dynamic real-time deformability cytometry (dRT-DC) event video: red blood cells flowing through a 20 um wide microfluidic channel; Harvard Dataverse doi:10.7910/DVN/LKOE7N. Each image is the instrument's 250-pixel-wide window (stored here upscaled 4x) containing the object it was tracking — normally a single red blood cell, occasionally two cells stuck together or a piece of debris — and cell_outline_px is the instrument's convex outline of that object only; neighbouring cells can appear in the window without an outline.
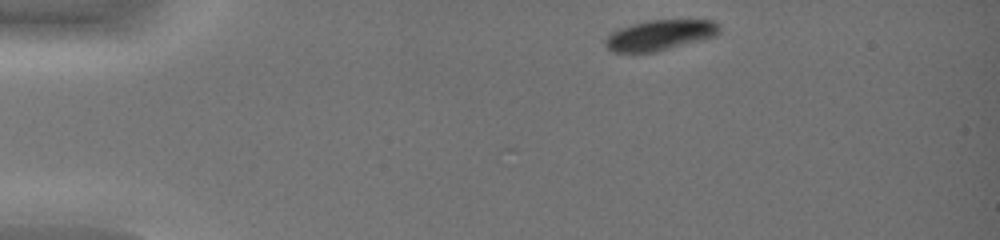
{"species": "common noctule bat (a hibernating species)", "species_latin": "Nyctalus noctula", "temperature_condition": "warm", "stored_images_in_passage": 38, "camera_frame_rate_fps": 3000, "um_per_image_px": 0.085, "animal": {"sex": "female", "body_mass_g": 19.0, "forearm_length_mm": 51.5}, "frame": {"image": 1, "passage_image": 1, "time_ms": 0.0, "image_size_px": [1000, 240], "cell_outline_px": [[720, 32], [716, 36], [704, 40], [656, 52], [612, 52], [604, 44], [604, 40], [612, 32], [632, 24], [648, 20], [712, 20], [720, 28]], "centroid_in_image_um": [56.11, 3.0], "position_along_channel_um": 28.9, "area_um2": 20.23}}
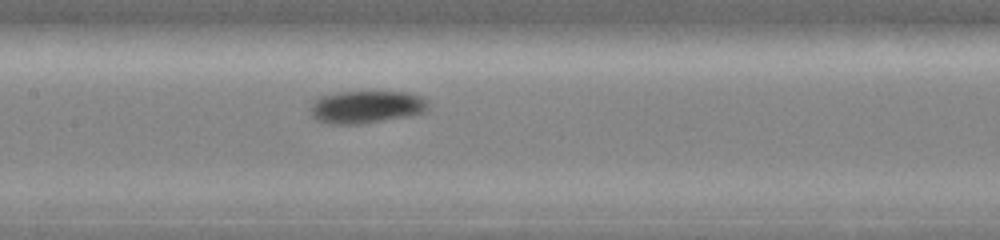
{"frame": {"image": 2, "passage_image": 17, "time_ms": 5.333, "image_size_px": [1000, 240], "cell_outline_px": [[428, 108], [424, 112], [408, 116], [360, 124], [328, 124], [316, 120], [312, 116], [308, 108], [312, 100], [320, 96], [340, 92], [408, 92], [420, 96], [428, 100]], "centroid_in_image_um": [31.08, 9.09], "position_along_channel_um": 176.3, "area_um2": 22.6}}
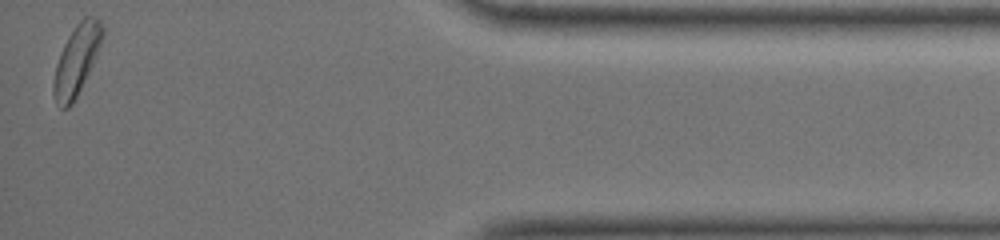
{"frame": {"image": 3, "passage_image": 38, "time_ms": 12.333, "image_size_px": [1000, 240], "cell_outline_px": [[104, 36], [96, 56], [72, 104], [68, 108], [60, 108], [56, 104], [52, 92], [52, 84], [56, 64], [60, 52], [68, 36], [76, 24], [84, 16], [96, 16], [100, 20], [104, 28]], "centroid_in_image_um": [6.5, 5.08], "position_along_channel_um": 428.7, "area_um2": 19.88}, "authors_computed_cell_mechanics": {"area_um2": 20.7502, "velocity_mm_per_s": 4.2032, "shape_relaxation_time_tau1_ms": 0.9478, "shape_relaxation_time_tau2_ms": 6.5364, "deformation_change_tau1": 0.0691, "deformation_change_tau2": 0.1128}}